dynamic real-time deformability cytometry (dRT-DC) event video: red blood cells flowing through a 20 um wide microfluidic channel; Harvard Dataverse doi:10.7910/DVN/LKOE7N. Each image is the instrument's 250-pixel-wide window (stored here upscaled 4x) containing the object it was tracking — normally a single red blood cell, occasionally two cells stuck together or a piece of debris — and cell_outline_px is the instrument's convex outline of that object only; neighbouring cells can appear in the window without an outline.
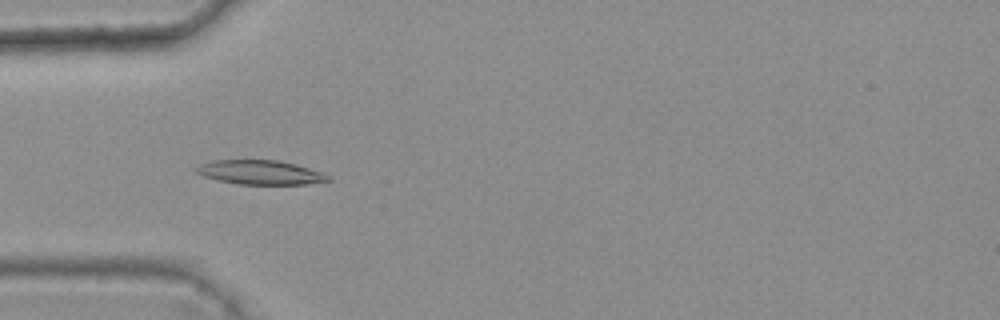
{"species": "common noctule bat (a hibernating species)", "species_latin": "Nyctalus noctula", "temperature_condition": "warm", "stored_images_in_passage": 40, "camera_frame_rate_fps": 3000, "um_per_image_px": 0.085, "animal": {"sex": "female", "body_mass_g": 25.1}, "frame": {"image": 1, "passage_image": 11, "time_ms": 3.333, "image_size_px": [1000, 320], "cell_outline_px": [[332, 180], [308, 184], [236, 184], [204, 176], [196, 172], [192, 168], [200, 164], [212, 160], [280, 160], [296, 164], [332, 176]], "centroid_in_image_um": [22.12, 14.65], "position_along_channel_um": 62.9, "area_um2": 18.67}}
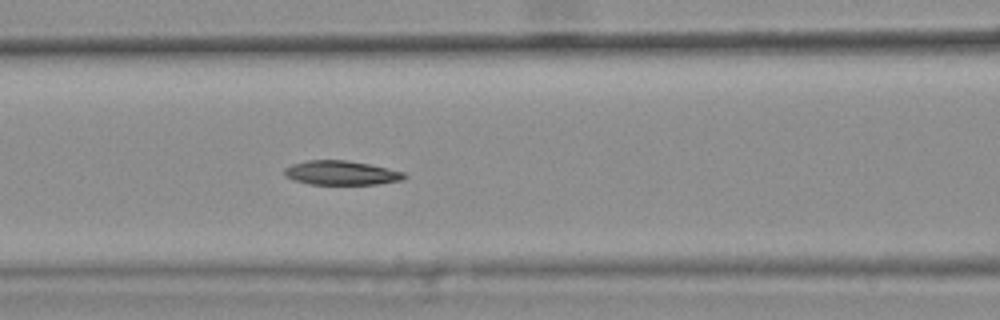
{"frame": {"image": 2, "passage_image": 17, "time_ms": 5.333, "image_size_px": [1000, 320], "cell_outline_px": [[408, 176], [404, 180], [376, 184], [308, 184], [284, 176], [284, 168], [292, 164], [308, 160], [344, 160], [368, 164], [388, 168], [404, 172]], "centroid_in_image_um": [29.02, 14.69], "position_along_channel_um": 137.6, "area_um2": 16.88}}
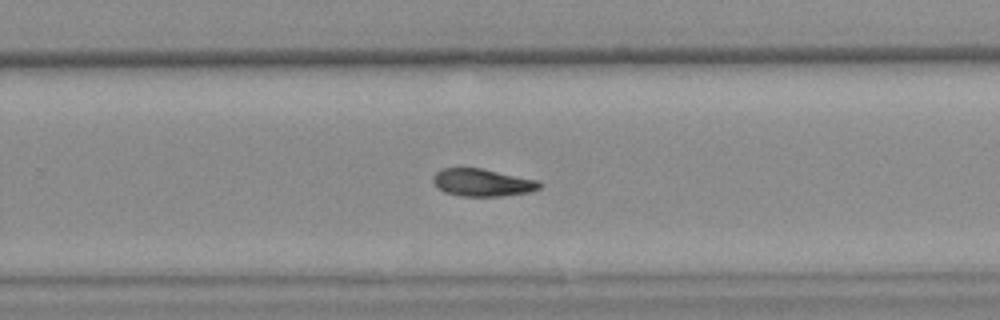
{"frame": {"image": 3, "passage_image": 29, "time_ms": 9.333, "image_size_px": [1000, 320], "cell_outline_px": [[544, 184], [540, 188], [528, 192], [500, 196], [460, 196], [444, 192], [432, 180], [432, 176], [440, 168], [480, 168], [540, 180]], "centroid_in_image_um": [41.02, 15.51], "position_along_channel_um": 288.8, "area_um2": 17.11}}